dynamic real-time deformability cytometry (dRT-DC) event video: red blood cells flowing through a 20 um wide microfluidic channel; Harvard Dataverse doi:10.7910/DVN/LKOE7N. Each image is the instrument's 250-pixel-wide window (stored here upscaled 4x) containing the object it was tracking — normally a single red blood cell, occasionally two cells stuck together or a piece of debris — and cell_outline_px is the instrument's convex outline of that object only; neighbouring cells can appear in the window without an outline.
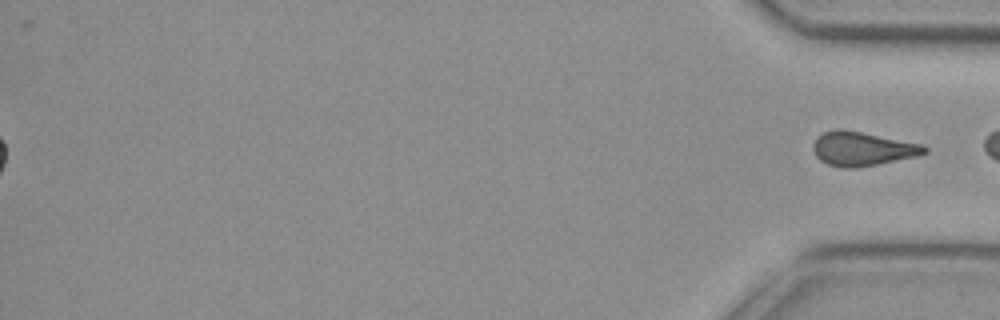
{"species": "common noctule bat (a hibernating species)", "species_latin": "Nyctalus noctula", "temperature_condition": "cold", "stored_images_in_passage": 56, "segment_of_instrument_passage": [2, 2], "camera_frame_rate_fps": 3000, "um_per_image_px": 0.085, "animal": {"sex": "female", "body_mass_g": 29.2, "forearm_length_mm": 56.3}, "frame": {"image": 1, "passage_image": 56, "time_ms": 18.333, "image_size_px": [1000, 320], "cell_outline_px": [[928, 152], [920, 156], [856, 168], [844, 168], [828, 164], [820, 160], [816, 156], [812, 148], [812, 144], [816, 136], [824, 132], [836, 128], [840, 128], [924, 144], [928, 148]], "centroid_in_image_um": [73.31, 12.64], "position_along_channel_um": 361.9, "area_um2": 22.37}}